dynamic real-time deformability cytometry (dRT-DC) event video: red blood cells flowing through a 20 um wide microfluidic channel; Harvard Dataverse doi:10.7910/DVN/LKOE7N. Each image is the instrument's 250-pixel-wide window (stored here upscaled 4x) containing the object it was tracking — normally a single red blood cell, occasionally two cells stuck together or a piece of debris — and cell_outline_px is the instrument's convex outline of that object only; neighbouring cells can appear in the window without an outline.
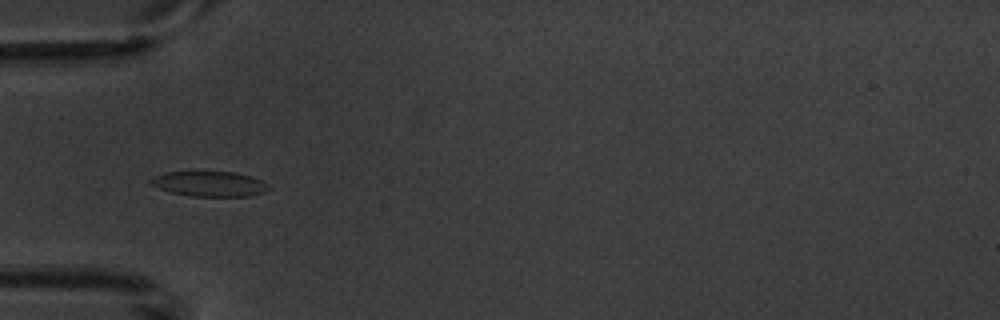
{"species": "common noctule bat (a hibernating species)", "species_latin": "Nyctalus noctula", "temperature_condition": "warm", "stored_images_in_passage": 9, "camera_frame_rate_fps": 3000, "um_per_image_px": 0.085, "animal": {"sex": "male", "body_mass_g": 20.1, "forearm_length_mm": 53.5}, "frame": {"image": 1, "passage_image": 4, "time_ms": 4.333, "image_size_px": [1000, 320], "cell_outline_px": [[272, 188], [264, 192], [248, 196], [192, 196], [172, 192], [160, 188], [152, 184], [148, 180], [164, 172], [236, 172], [260, 180], [268, 184]], "centroid_in_image_um": [17.84, 15.63], "position_along_channel_um": 67.2, "area_um2": 16.99}}
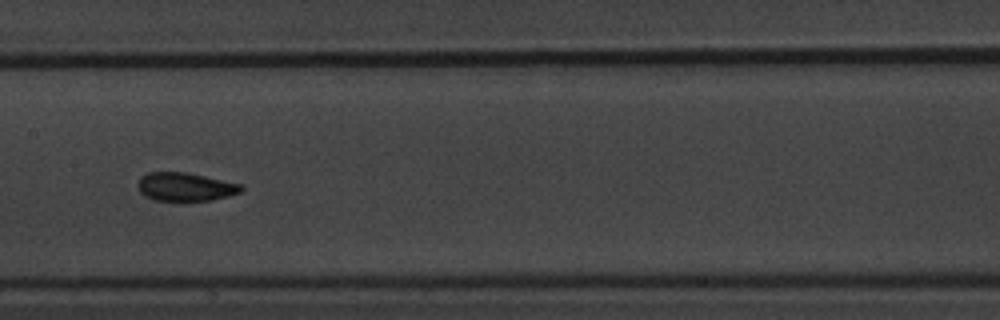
{"frame": {"image": 2, "passage_image": 7, "time_ms": 7.667, "image_size_px": [1000, 320], "cell_outline_px": [[244, 188], [240, 192], [228, 196], [212, 200], [152, 200], [144, 196], [140, 192], [136, 184], [140, 176], [148, 172], [188, 172], [244, 184]], "centroid_in_image_um": [15.75, 15.86], "position_along_channel_um": 191.7, "area_um2": 17.4}}
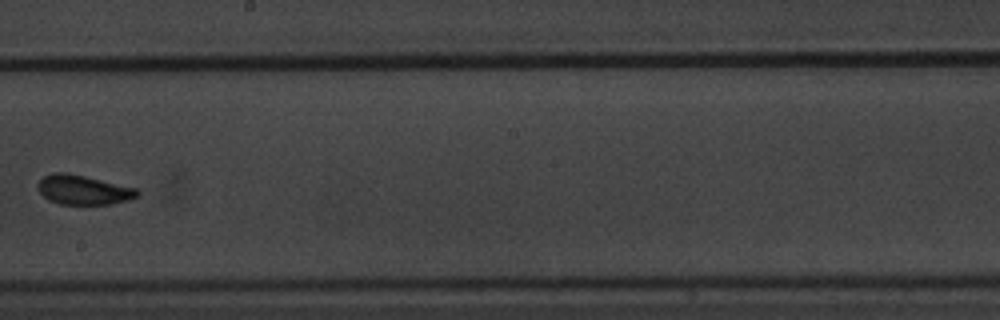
{"frame": {"image": 3, "passage_image": 8, "time_ms": 9.0, "image_size_px": [1000, 320], "cell_outline_px": [[140, 196], [128, 200], [112, 204], [60, 204], [48, 200], [36, 188], [36, 184], [44, 176], [52, 172], [64, 172], [84, 176], [136, 188], [140, 192]], "centroid_in_image_um": [7.07, 16.14], "position_along_channel_um": 241.1, "area_um2": 17.11}}